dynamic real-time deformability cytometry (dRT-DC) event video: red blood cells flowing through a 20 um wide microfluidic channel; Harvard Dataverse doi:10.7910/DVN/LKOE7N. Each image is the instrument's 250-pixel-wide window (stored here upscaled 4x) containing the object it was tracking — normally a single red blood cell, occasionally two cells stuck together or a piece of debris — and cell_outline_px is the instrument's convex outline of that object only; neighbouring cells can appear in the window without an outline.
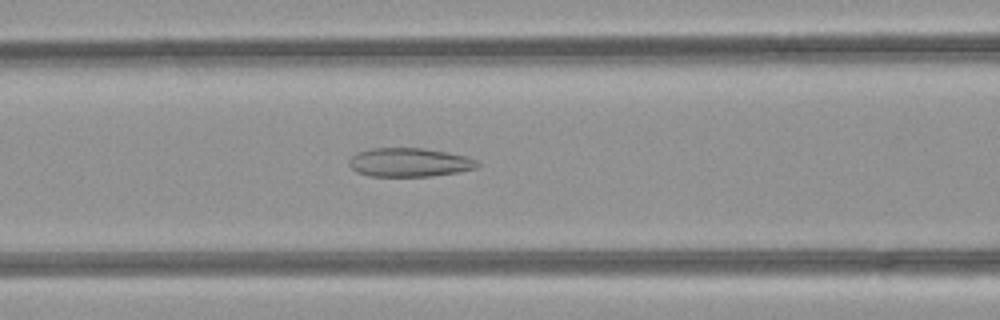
{"species": "common noctule bat (a hibernating species)", "species_latin": "Nyctalus noctula", "temperature_condition": "room temperature", "stored_images_in_passage": 49, "camera_frame_rate_fps": 3000, "um_per_image_px": 0.085, "animal": {"sex": "female", "body_mass_g": 21.9}, "frame": {"image": 1, "passage_image": 20, "time_ms": 6.333, "image_size_px": [1000, 320], "cell_outline_px": [[480, 164], [476, 168], [460, 172], [428, 176], [372, 176], [356, 172], [348, 164], [348, 160], [352, 156], [360, 152], [372, 148], [424, 148], [468, 156], [476, 160]], "centroid_in_image_um": [34.82, 13.8], "position_along_channel_um": 131.8, "area_um2": 21.5}}
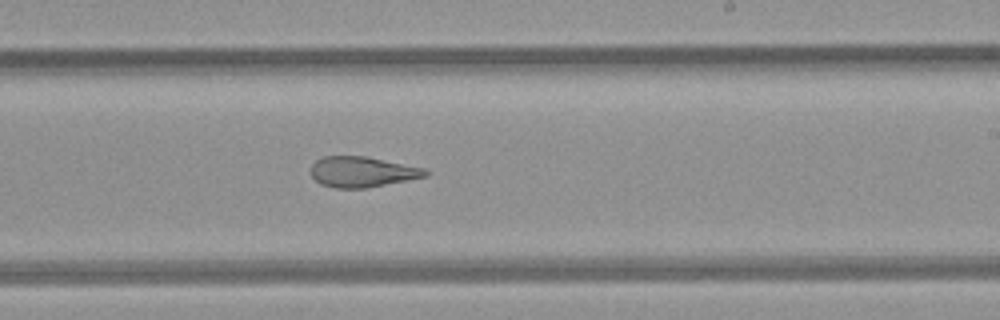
{"frame": {"image": 2, "passage_image": 29, "time_ms": 9.333, "image_size_px": [1000, 320], "cell_outline_px": [[428, 176], [408, 180], [364, 188], [336, 188], [320, 184], [312, 176], [312, 164], [316, 160], [324, 156], [368, 156], [424, 168], [428, 172]], "centroid_in_image_um": [30.79, 14.6], "position_along_channel_um": 258.2, "area_um2": 20.29}}
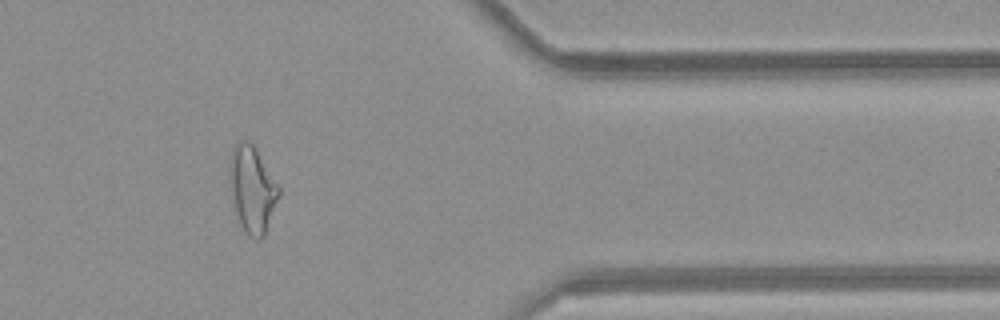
{"frame": {"image": 3, "passage_image": 40, "time_ms": 13.0, "image_size_px": [1000, 320], "cell_outline_px": [[280, 196], [264, 236], [260, 240], [256, 240], [248, 236], [244, 232], [240, 224], [236, 212], [228, 180], [228, 168], [232, 152], [236, 144], [240, 140], [248, 140], [256, 148], [280, 188]], "centroid_in_image_um": [21.44, 16.11], "position_along_channel_um": 390.0, "area_um2": 24.97}, "authors_computed_cell_mechanics": {"area_um2": 25.7788, "velocity_mm_per_s": 4.2249, "shape_relaxation_time_tau1_ms": null, "shape_relaxation_time_tau2_ms": 2.5323, "deformation_change_tau1": null, "deformation_change_tau2": 0.1256}}